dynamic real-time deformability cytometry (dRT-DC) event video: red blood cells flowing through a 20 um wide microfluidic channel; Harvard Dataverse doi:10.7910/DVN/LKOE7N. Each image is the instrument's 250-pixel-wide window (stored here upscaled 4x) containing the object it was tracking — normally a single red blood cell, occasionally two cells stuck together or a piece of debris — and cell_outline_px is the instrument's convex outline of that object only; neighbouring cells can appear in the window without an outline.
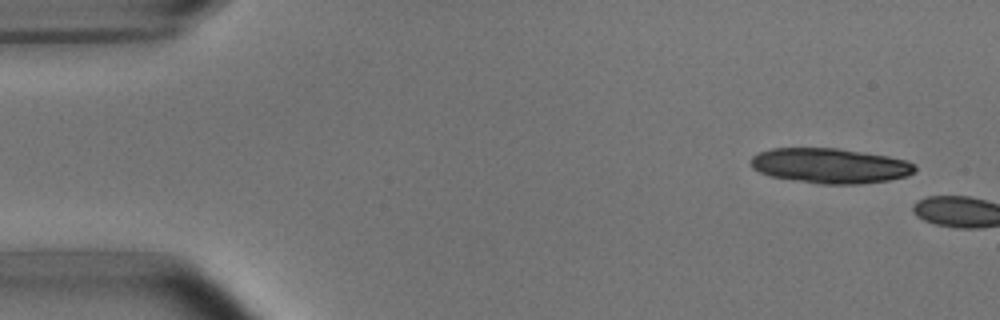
{"species": "common noctule bat (a hibernating species)", "species_latin": "Nyctalus noctula", "temperature_condition": "room temperature", "stored_images_in_passage": 2, "camera_frame_rate_fps": 3000, "um_per_image_px": 0.085, "animal": {"sex": "male", "body_mass_g": 15.6}, "frame": {"image": 1, "passage_image": 1, "time_ms": 0.0, "image_size_px": [1000, 320], "cell_outline_px": [[916, 168], [908, 176], [888, 180], [860, 184], [820, 184], [772, 176], [760, 172], [752, 168], [752, 156], [760, 152], [772, 148], [836, 148], [888, 156], [904, 160], [912, 164]], "centroid_in_image_um": [70.55, 14.09], "position_along_channel_um": 14.4, "area_um2": 33.12}}